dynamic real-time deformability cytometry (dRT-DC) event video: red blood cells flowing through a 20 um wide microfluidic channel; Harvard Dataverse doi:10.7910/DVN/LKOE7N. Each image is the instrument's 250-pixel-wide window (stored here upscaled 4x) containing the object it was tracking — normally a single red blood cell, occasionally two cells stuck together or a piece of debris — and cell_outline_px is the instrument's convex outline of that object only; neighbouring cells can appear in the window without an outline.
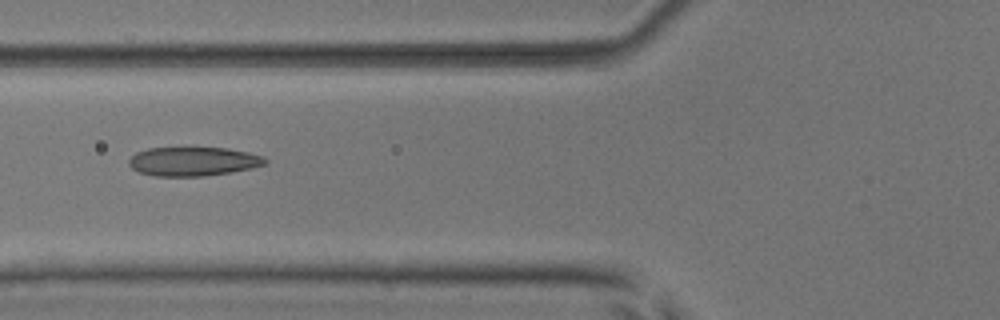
{"species": "common noctule bat (a hibernating species)", "species_latin": "Nyctalus noctula", "temperature_condition": "room temperature", "stored_images_in_passage": 6, "camera_frame_rate_fps": 3000, "um_per_image_px": 0.085, "animal": {"sex": "male", "body_mass_g": 17.9, "forearm_length_mm": 54.2}, "frame": {"image": 1, "passage_image": 6, "time_ms": 5.667, "image_size_px": [1000, 320], "cell_outline_px": [[268, 164], [252, 168], [232, 172], [204, 176], [156, 176], [140, 172], [132, 168], [128, 164], [128, 160], [136, 152], [148, 148], [188, 144], [228, 148], [248, 152], [264, 156], [268, 160]], "centroid_in_image_um": [16.44, 13.66], "position_along_channel_um": 109.4, "area_um2": 24.28}}